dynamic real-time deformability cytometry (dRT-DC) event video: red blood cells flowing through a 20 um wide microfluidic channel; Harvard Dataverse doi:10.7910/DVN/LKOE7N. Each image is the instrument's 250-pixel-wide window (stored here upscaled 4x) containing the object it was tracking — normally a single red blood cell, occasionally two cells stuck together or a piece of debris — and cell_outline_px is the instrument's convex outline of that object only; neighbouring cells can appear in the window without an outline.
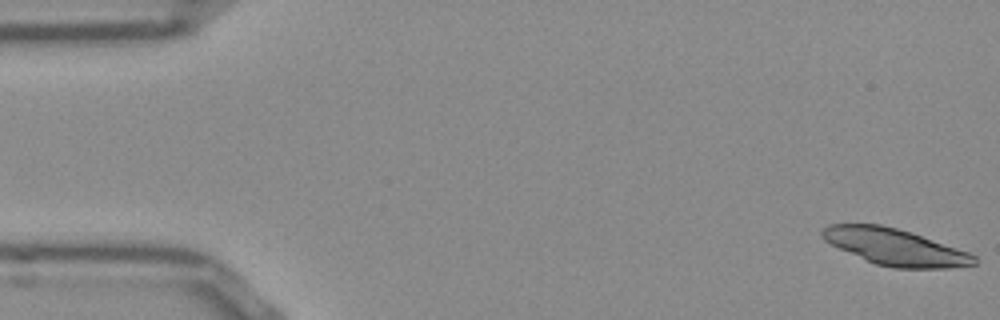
{"species": "Egyptian fruit bat (a non-hibernating species)", "species_latin": "Rousettus aegyptiacus", "temperature_condition": "room temperature", "stored_images_in_passage": 15, "camera_frame_rate_fps": 3000, "um_per_image_px": 0.085, "frame": {"image": 1, "passage_image": 1, "time_ms": 0.0, "image_size_px": [1000, 320], "cell_outline_px": [[976, 264], [952, 268], [892, 268], [876, 264], [840, 248], [824, 240], [820, 236], [820, 232], [828, 224], [880, 224], [896, 228], [968, 252], [976, 256]], "centroid_in_image_um": [76.06, 21.0], "position_along_channel_um": 8.9, "area_um2": 31.73}}
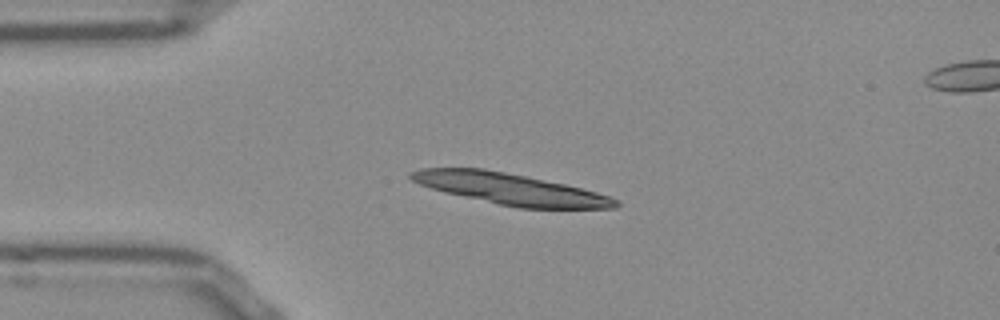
{"frame": {"image": 2, "passage_image": 12, "time_ms": 3.667, "image_size_px": [1000, 320], "cell_outline_px": [[620, 204], [616, 208], [520, 208], [500, 204], [444, 192], [420, 184], [412, 180], [408, 176], [408, 172], [420, 168], [484, 168], [564, 184], [596, 192], [620, 200]], "centroid_in_image_um": [43.35, 16.05], "position_along_channel_um": 41.6, "area_um2": 36.76}}